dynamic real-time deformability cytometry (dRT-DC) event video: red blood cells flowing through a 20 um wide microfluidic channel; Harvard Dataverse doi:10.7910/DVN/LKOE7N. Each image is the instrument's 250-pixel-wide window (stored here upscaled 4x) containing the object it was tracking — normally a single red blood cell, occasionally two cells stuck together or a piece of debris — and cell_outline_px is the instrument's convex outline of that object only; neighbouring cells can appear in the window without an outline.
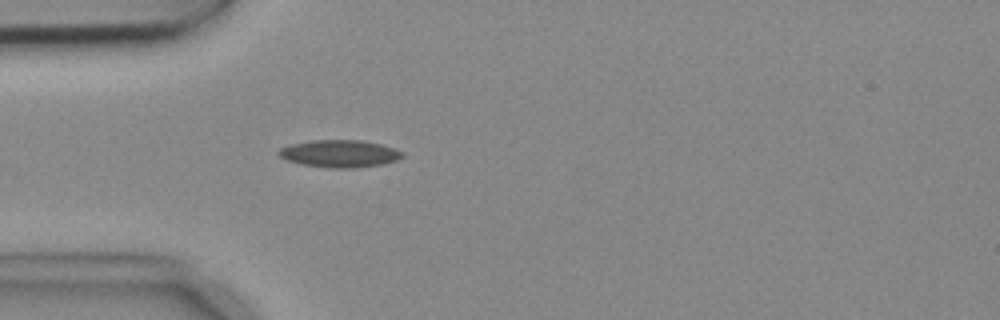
{"species": "common noctule bat (a hibernating species)", "species_latin": "Nyctalus noctula", "temperature_condition": "cold", "stored_images_in_passage": 3, "camera_frame_rate_fps": 3000, "um_per_image_px": 0.085, "animal": {"sex": "female", "body_mass_g": 18.4}, "frame": {"image": 1, "passage_image": 3, "time_ms": 0.667, "image_size_px": [1000, 320], "cell_outline_px": [[404, 156], [396, 160], [380, 164], [356, 168], [336, 168], [304, 164], [288, 160], [280, 156], [276, 152], [280, 148], [292, 144], [312, 140], [360, 140], [380, 144], [404, 152]], "centroid_in_image_um": [28.88, 13.05], "position_along_channel_um": 56.1, "area_um2": 19.36}}